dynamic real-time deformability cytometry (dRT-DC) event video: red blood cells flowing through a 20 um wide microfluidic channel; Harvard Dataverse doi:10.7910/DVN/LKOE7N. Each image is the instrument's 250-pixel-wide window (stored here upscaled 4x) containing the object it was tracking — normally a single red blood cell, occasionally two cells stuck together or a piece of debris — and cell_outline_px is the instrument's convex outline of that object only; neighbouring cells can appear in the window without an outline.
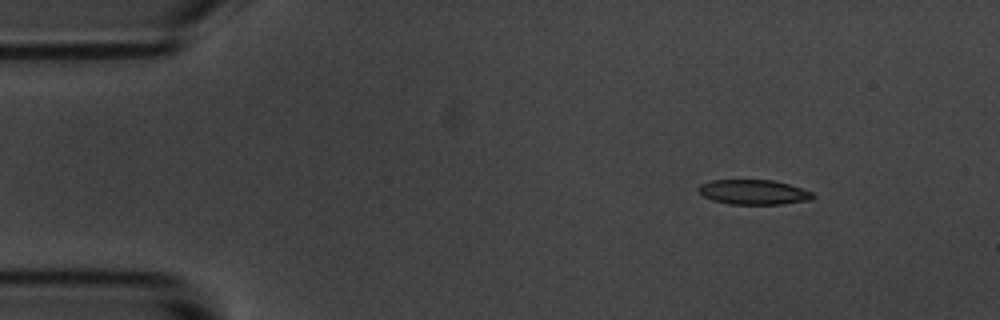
{"species": "common noctule bat (a hibernating species)", "species_latin": "Nyctalus noctula", "temperature_condition": "room temperature", "stored_images_in_passage": 5, "camera_frame_rate_fps": 3000, "um_per_image_px": 0.085, "animal": {"sex": "male", "body_mass_g": 20.1, "forearm_length_mm": 53.5}, "frame": {"image": 1, "passage_image": 1, "time_ms": 0.0, "image_size_px": [1000, 320], "cell_outline_px": [[816, 196], [812, 200], [780, 204], [728, 204], [712, 200], [704, 196], [696, 188], [700, 184], [712, 180], [772, 180], [788, 184], [812, 192]], "centroid_in_image_um": [64.05, 16.33], "position_along_channel_um": 20.9, "area_um2": 16.53}}
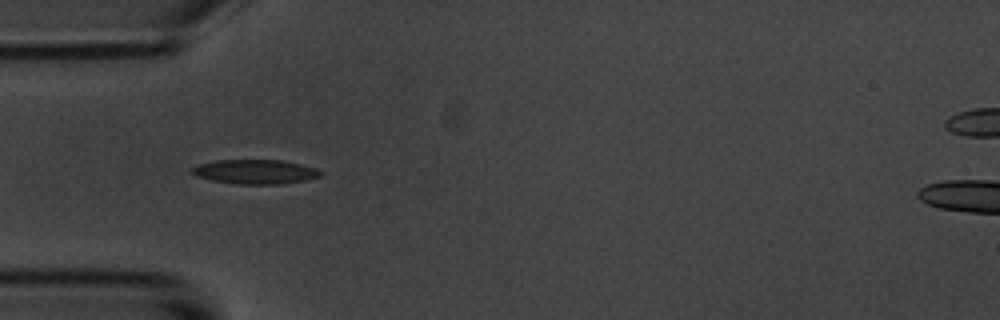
{"frame": {"image": 2, "passage_image": 4, "time_ms": 3.333, "image_size_px": [1000, 320], "cell_outline_px": [[324, 172], [320, 176], [304, 180], [284, 184], [240, 184], [212, 180], [196, 176], [192, 172], [192, 168], [200, 164], [216, 160], [284, 160], [316, 168]], "centroid_in_image_um": [21.73, 14.59], "position_along_channel_um": 63.3, "area_um2": 18.15}}